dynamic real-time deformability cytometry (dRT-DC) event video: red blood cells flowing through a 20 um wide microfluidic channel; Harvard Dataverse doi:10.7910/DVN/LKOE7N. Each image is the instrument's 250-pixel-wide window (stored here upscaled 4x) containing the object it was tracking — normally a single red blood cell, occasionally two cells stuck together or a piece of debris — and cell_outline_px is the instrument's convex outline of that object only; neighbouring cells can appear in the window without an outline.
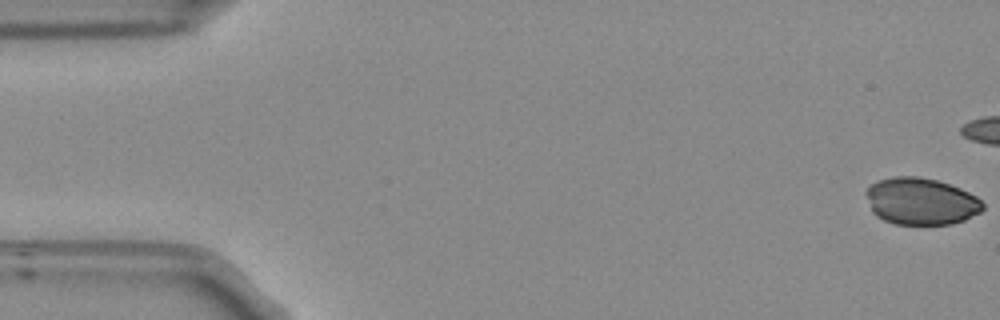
{"species": "Egyptian fruit bat (a non-hibernating species)", "species_latin": "Rousettus aegyptiacus", "temperature_condition": "room temperature", "stored_images_in_passage": 23, "camera_frame_rate_fps": 3000, "um_per_image_px": 0.085, "frame": {"image": 1, "passage_image": 1, "time_ms": 0.0, "image_size_px": [1000, 320], "cell_outline_px": [[984, 208], [980, 212], [964, 220], [952, 224], [896, 224], [884, 220], [876, 216], [872, 212], [864, 192], [876, 180], [892, 176], [920, 176], [936, 180], [960, 188], [976, 196], [984, 204]], "centroid_in_image_um": [78.25, 17.1], "position_along_channel_um": 6.7, "area_um2": 32.08}}